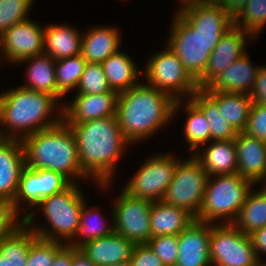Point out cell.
Here are the masks:
<instances>
[{
    "label": "cell",
    "mask_w": 266,
    "mask_h": 266,
    "mask_svg": "<svg viewBox=\"0 0 266 266\" xmlns=\"http://www.w3.org/2000/svg\"><path fill=\"white\" fill-rule=\"evenodd\" d=\"M174 11L165 44L197 81L205 72L211 52L234 26V18L215 0L192 2Z\"/></svg>",
    "instance_id": "cell-1"
},
{
    "label": "cell",
    "mask_w": 266,
    "mask_h": 266,
    "mask_svg": "<svg viewBox=\"0 0 266 266\" xmlns=\"http://www.w3.org/2000/svg\"><path fill=\"white\" fill-rule=\"evenodd\" d=\"M68 125L76 137L82 172L97 190L109 191L115 182L117 163L129 146L132 148L123 136L117 116Z\"/></svg>",
    "instance_id": "cell-2"
},
{
    "label": "cell",
    "mask_w": 266,
    "mask_h": 266,
    "mask_svg": "<svg viewBox=\"0 0 266 266\" xmlns=\"http://www.w3.org/2000/svg\"><path fill=\"white\" fill-rule=\"evenodd\" d=\"M63 120V104L53 95L21 86L0 92V138L19 139Z\"/></svg>",
    "instance_id": "cell-3"
},
{
    "label": "cell",
    "mask_w": 266,
    "mask_h": 266,
    "mask_svg": "<svg viewBox=\"0 0 266 266\" xmlns=\"http://www.w3.org/2000/svg\"><path fill=\"white\" fill-rule=\"evenodd\" d=\"M175 102L143 80L119 93L116 116L125 139L133 146L158 134L173 120Z\"/></svg>",
    "instance_id": "cell-4"
},
{
    "label": "cell",
    "mask_w": 266,
    "mask_h": 266,
    "mask_svg": "<svg viewBox=\"0 0 266 266\" xmlns=\"http://www.w3.org/2000/svg\"><path fill=\"white\" fill-rule=\"evenodd\" d=\"M22 143L26 167L59 172L72 183H89L80 167L75 134L64 120L25 137Z\"/></svg>",
    "instance_id": "cell-5"
},
{
    "label": "cell",
    "mask_w": 266,
    "mask_h": 266,
    "mask_svg": "<svg viewBox=\"0 0 266 266\" xmlns=\"http://www.w3.org/2000/svg\"><path fill=\"white\" fill-rule=\"evenodd\" d=\"M80 187L78 183H72L60 193L42 199L24 218V223L40 239L69 245L77 235L80 213L87 200ZM37 214L42 216L41 220L47 221L44 222L47 226L37 223Z\"/></svg>",
    "instance_id": "cell-6"
},
{
    "label": "cell",
    "mask_w": 266,
    "mask_h": 266,
    "mask_svg": "<svg viewBox=\"0 0 266 266\" xmlns=\"http://www.w3.org/2000/svg\"><path fill=\"white\" fill-rule=\"evenodd\" d=\"M255 186L238 173L209 176L202 206L195 219L212 224H232Z\"/></svg>",
    "instance_id": "cell-7"
},
{
    "label": "cell",
    "mask_w": 266,
    "mask_h": 266,
    "mask_svg": "<svg viewBox=\"0 0 266 266\" xmlns=\"http://www.w3.org/2000/svg\"><path fill=\"white\" fill-rule=\"evenodd\" d=\"M149 56L142 67L146 84L170 95L175 101L189 99L199 89L197 81L166 44Z\"/></svg>",
    "instance_id": "cell-8"
},
{
    "label": "cell",
    "mask_w": 266,
    "mask_h": 266,
    "mask_svg": "<svg viewBox=\"0 0 266 266\" xmlns=\"http://www.w3.org/2000/svg\"><path fill=\"white\" fill-rule=\"evenodd\" d=\"M174 155L171 152L149 155L121 189L137 199L162 201L178 163L184 158Z\"/></svg>",
    "instance_id": "cell-9"
},
{
    "label": "cell",
    "mask_w": 266,
    "mask_h": 266,
    "mask_svg": "<svg viewBox=\"0 0 266 266\" xmlns=\"http://www.w3.org/2000/svg\"><path fill=\"white\" fill-rule=\"evenodd\" d=\"M208 177L201 164L190 154L178 163L162 201L185 209L196 218L202 206Z\"/></svg>",
    "instance_id": "cell-10"
},
{
    "label": "cell",
    "mask_w": 266,
    "mask_h": 266,
    "mask_svg": "<svg viewBox=\"0 0 266 266\" xmlns=\"http://www.w3.org/2000/svg\"><path fill=\"white\" fill-rule=\"evenodd\" d=\"M212 266H257L261 262L250 235L233 224H212L209 245Z\"/></svg>",
    "instance_id": "cell-11"
},
{
    "label": "cell",
    "mask_w": 266,
    "mask_h": 266,
    "mask_svg": "<svg viewBox=\"0 0 266 266\" xmlns=\"http://www.w3.org/2000/svg\"><path fill=\"white\" fill-rule=\"evenodd\" d=\"M71 184L72 182L59 172L25 167L13 202L14 208L25 218L42 199L60 193Z\"/></svg>",
    "instance_id": "cell-12"
},
{
    "label": "cell",
    "mask_w": 266,
    "mask_h": 266,
    "mask_svg": "<svg viewBox=\"0 0 266 266\" xmlns=\"http://www.w3.org/2000/svg\"><path fill=\"white\" fill-rule=\"evenodd\" d=\"M119 191L112 208L114 232L135 244L147 243L151 238L152 202L131 197L123 190Z\"/></svg>",
    "instance_id": "cell-13"
},
{
    "label": "cell",
    "mask_w": 266,
    "mask_h": 266,
    "mask_svg": "<svg viewBox=\"0 0 266 266\" xmlns=\"http://www.w3.org/2000/svg\"><path fill=\"white\" fill-rule=\"evenodd\" d=\"M44 29L39 22L28 18L6 30L0 36V66L44 53Z\"/></svg>",
    "instance_id": "cell-14"
},
{
    "label": "cell",
    "mask_w": 266,
    "mask_h": 266,
    "mask_svg": "<svg viewBox=\"0 0 266 266\" xmlns=\"http://www.w3.org/2000/svg\"><path fill=\"white\" fill-rule=\"evenodd\" d=\"M255 38L235 25L221 38L211 52L204 74L197 80L199 88L208 87L221 73L248 51L247 45Z\"/></svg>",
    "instance_id": "cell-15"
},
{
    "label": "cell",
    "mask_w": 266,
    "mask_h": 266,
    "mask_svg": "<svg viewBox=\"0 0 266 266\" xmlns=\"http://www.w3.org/2000/svg\"><path fill=\"white\" fill-rule=\"evenodd\" d=\"M118 93L74 94L72 101L63 104V120L67 124H79L116 115Z\"/></svg>",
    "instance_id": "cell-16"
},
{
    "label": "cell",
    "mask_w": 266,
    "mask_h": 266,
    "mask_svg": "<svg viewBox=\"0 0 266 266\" xmlns=\"http://www.w3.org/2000/svg\"><path fill=\"white\" fill-rule=\"evenodd\" d=\"M211 223L194 220L178 235L175 266H212L209 256Z\"/></svg>",
    "instance_id": "cell-17"
},
{
    "label": "cell",
    "mask_w": 266,
    "mask_h": 266,
    "mask_svg": "<svg viewBox=\"0 0 266 266\" xmlns=\"http://www.w3.org/2000/svg\"><path fill=\"white\" fill-rule=\"evenodd\" d=\"M234 140L237 173L257 186L266 184V142L244 132L238 133Z\"/></svg>",
    "instance_id": "cell-18"
},
{
    "label": "cell",
    "mask_w": 266,
    "mask_h": 266,
    "mask_svg": "<svg viewBox=\"0 0 266 266\" xmlns=\"http://www.w3.org/2000/svg\"><path fill=\"white\" fill-rule=\"evenodd\" d=\"M25 167L22 140L0 138V198L14 202Z\"/></svg>",
    "instance_id": "cell-19"
},
{
    "label": "cell",
    "mask_w": 266,
    "mask_h": 266,
    "mask_svg": "<svg viewBox=\"0 0 266 266\" xmlns=\"http://www.w3.org/2000/svg\"><path fill=\"white\" fill-rule=\"evenodd\" d=\"M135 245L133 241L113 232L109 236L86 242L79 249L95 266H108L128 263Z\"/></svg>",
    "instance_id": "cell-20"
},
{
    "label": "cell",
    "mask_w": 266,
    "mask_h": 266,
    "mask_svg": "<svg viewBox=\"0 0 266 266\" xmlns=\"http://www.w3.org/2000/svg\"><path fill=\"white\" fill-rule=\"evenodd\" d=\"M191 154L201 164L208 176L237 173V153L234 139L210 141Z\"/></svg>",
    "instance_id": "cell-21"
},
{
    "label": "cell",
    "mask_w": 266,
    "mask_h": 266,
    "mask_svg": "<svg viewBox=\"0 0 266 266\" xmlns=\"http://www.w3.org/2000/svg\"><path fill=\"white\" fill-rule=\"evenodd\" d=\"M121 36V31L113 25L87 28L82 32L81 55L87 62L101 64L122 47Z\"/></svg>",
    "instance_id": "cell-22"
},
{
    "label": "cell",
    "mask_w": 266,
    "mask_h": 266,
    "mask_svg": "<svg viewBox=\"0 0 266 266\" xmlns=\"http://www.w3.org/2000/svg\"><path fill=\"white\" fill-rule=\"evenodd\" d=\"M248 51L226 68L208 87L212 91L250 94L261 65H253Z\"/></svg>",
    "instance_id": "cell-23"
},
{
    "label": "cell",
    "mask_w": 266,
    "mask_h": 266,
    "mask_svg": "<svg viewBox=\"0 0 266 266\" xmlns=\"http://www.w3.org/2000/svg\"><path fill=\"white\" fill-rule=\"evenodd\" d=\"M81 48L82 31L78 27L62 22L45 24L44 54L59 60L81 54Z\"/></svg>",
    "instance_id": "cell-24"
},
{
    "label": "cell",
    "mask_w": 266,
    "mask_h": 266,
    "mask_svg": "<svg viewBox=\"0 0 266 266\" xmlns=\"http://www.w3.org/2000/svg\"><path fill=\"white\" fill-rule=\"evenodd\" d=\"M101 64L111 90L118 94L138 85L143 79L142 68L122 49Z\"/></svg>",
    "instance_id": "cell-25"
},
{
    "label": "cell",
    "mask_w": 266,
    "mask_h": 266,
    "mask_svg": "<svg viewBox=\"0 0 266 266\" xmlns=\"http://www.w3.org/2000/svg\"><path fill=\"white\" fill-rule=\"evenodd\" d=\"M180 110L186 116L182 135L188 145L187 151L191 154L211 141V128L203 112L190 99L175 102L173 119L178 116Z\"/></svg>",
    "instance_id": "cell-26"
},
{
    "label": "cell",
    "mask_w": 266,
    "mask_h": 266,
    "mask_svg": "<svg viewBox=\"0 0 266 266\" xmlns=\"http://www.w3.org/2000/svg\"><path fill=\"white\" fill-rule=\"evenodd\" d=\"M55 62L50 55L39 54L19 61L16 65H25V82L20 85L33 91L47 93L57 98Z\"/></svg>",
    "instance_id": "cell-27"
},
{
    "label": "cell",
    "mask_w": 266,
    "mask_h": 266,
    "mask_svg": "<svg viewBox=\"0 0 266 266\" xmlns=\"http://www.w3.org/2000/svg\"><path fill=\"white\" fill-rule=\"evenodd\" d=\"M195 218L185 209L164 203L152 202L150 210L151 238L164 235H179Z\"/></svg>",
    "instance_id": "cell-28"
},
{
    "label": "cell",
    "mask_w": 266,
    "mask_h": 266,
    "mask_svg": "<svg viewBox=\"0 0 266 266\" xmlns=\"http://www.w3.org/2000/svg\"><path fill=\"white\" fill-rule=\"evenodd\" d=\"M202 90L217 104L219 112L237 133L245 131L253 104L249 94L212 91L209 87Z\"/></svg>",
    "instance_id": "cell-29"
},
{
    "label": "cell",
    "mask_w": 266,
    "mask_h": 266,
    "mask_svg": "<svg viewBox=\"0 0 266 266\" xmlns=\"http://www.w3.org/2000/svg\"><path fill=\"white\" fill-rule=\"evenodd\" d=\"M87 204L86 201L80 213V223L77 235L69 244L74 248H80L86 242L109 236L114 232L113 210L110 215H108L110 223H106L108 220L107 218L105 219V215L101 212V208L96 205L93 206Z\"/></svg>",
    "instance_id": "cell-30"
},
{
    "label": "cell",
    "mask_w": 266,
    "mask_h": 266,
    "mask_svg": "<svg viewBox=\"0 0 266 266\" xmlns=\"http://www.w3.org/2000/svg\"><path fill=\"white\" fill-rule=\"evenodd\" d=\"M37 235L25 223L0 241V266H26L30 245Z\"/></svg>",
    "instance_id": "cell-31"
},
{
    "label": "cell",
    "mask_w": 266,
    "mask_h": 266,
    "mask_svg": "<svg viewBox=\"0 0 266 266\" xmlns=\"http://www.w3.org/2000/svg\"><path fill=\"white\" fill-rule=\"evenodd\" d=\"M262 185L260 190L254 188L250 190L237 218L232 223L246 235H251L266 226V184Z\"/></svg>",
    "instance_id": "cell-32"
},
{
    "label": "cell",
    "mask_w": 266,
    "mask_h": 266,
    "mask_svg": "<svg viewBox=\"0 0 266 266\" xmlns=\"http://www.w3.org/2000/svg\"><path fill=\"white\" fill-rule=\"evenodd\" d=\"M204 114L211 128V141L230 140L237 136V132L219 112L217 104L199 88L189 98Z\"/></svg>",
    "instance_id": "cell-33"
},
{
    "label": "cell",
    "mask_w": 266,
    "mask_h": 266,
    "mask_svg": "<svg viewBox=\"0 0 266 266\" xmlns=\"http://www.w3.org/2000/svg\"><path fill=\"white\" fill-rule=\"evenodd\" d=\"M86 64L87 61L81 54L56 60L57 99L62 104L67 94L72 91L75 93Z\"/></svg>",
    "instance_id": "cell-34"
},
{
    "label": "cell",
    "mask_w": 266,
    "mask_h": 266,
    "mask_svg": "<svg viewBox=\"0 0 266 266\" xmlns=\"http://www.w3.org/2000/svg\"><path fill=\"white\" fill-rule=\"evenodd\" d=\"M234 25L257 39L266 27V0H247L234 17Z\"/></svg>",
    "instance_id": "cell-35"
},
{
    "label": "cell",
    "mask_w": 266,
    "mask_h": 266,
    "mask_svg": "<svg viewBox=\"0 0 266 266\" xmlns=\"http://www.w3.org/2000/svg\"><path fill=\"white\" fill-rule=\"evenodd\" d=\"M36 0H0V36L13 25L29 18Z\"/></svg>",
    "instance_id": "cell-36"
},
{
    "label": "cell",
    "mask_w": 266,
    "mask_h": 266,
    "mask_svg": "<svg viewBox=\"0 0 266 266\" xmlns=\"http://www.w3.org/2000/svg\"><path fill=\"white\" fill-rule=\"evenodd\" d=\"M112 91L102 64L87 62L75 94H103Z\"/></svg>",
    "instance_id": "cell-37"
},
{
    "label": "cell",
    "mask_w": 266,
    "mask_h": 266,
    "mask_svg": "<svg viewBox=\"0 0 266 266\" xmlns=\"http://www.w3.org/2000/svg\"><path fill=\"white\" fill-rule=\"evenodd\" d=\"M65 245L62 242L37 238L30 245L26 266H52L55 255Z\"/></svg>",
    "instance_id": "cell-38"
},
{
    "label": "cell",
    "mask_w": 266,
    "mask_h": 266,
    "mask_svg": "<svg viewBox=\"0 0 266 266\" xmlns=\"http://www.w3.org/2000/svg\"><path fill=\"white\" fill-rule=\"evenodd\" d=\"M147 244L164 266H175L178 256V235L155 236Z\"/></svg>",
    "instance_id": "cell-39"
},
{
    "label": "cell",
    "mask_w": 266,
    "mask_h": 266,
    "mask_svg": "<svg viewBox=\"0 0 266 266\" xmlns=\"http://www.w3.org/2000/svg\"><path fill=\"white\" fill-rule=\"evenodd\" d=\"M23 223L24 218L15 210L13 202L0 198V241Z\"/></svg>",
    "instance_id": "cell-40"
},
{
    "label": "cell",
    "mask_w": 266,
    "mask_h": 266,
    "mask_svg": "<svg viewBox=\"0 0 266 266\" xmlns=\"http://www.w3.org/2000/svg\"><path fill=\"white\" fill-rule=\"evenodd\" d=\"M244 133L266 142V105L252 104Z\"/></svg>",
    "instance_id": "cell-41"
},
{
    "label": "cell",
    "mask_w": 266,
    "mask_h": 266,
    "mask_svg": "<svg viewBox=\"0 0 266 266\" xmlns=\"http://www.w3.org/2000/svg\"><path fill=\"white\" fill-rule=\"evenodd\" d=\"M129 264L130 266H164L147 243L135 245Z\"/></svg>",
    "instance_id": "cell-42"
},
{
    "label": "cell",
    "mask_w": 266,
    "mask_h": 266,
    "mask_svg": "<svg viewBox=\"0 0 266 266\" xmlns=\"http://www.w3.org/2000/svg\"><path fill=\"white\" fill-rule=\"evenodd\" d=\"M249 95L253 104L266 105V64L259 67L254 86Z\"/></svg>",
    "instance_id": "cell-43"
},
{
    "label": "cell",
    "mask_w": 266,
    "mask_h": 266,
    "mask_svg": "<svg viewBox=\"0 0 266 266\" xmlns=\"http://www.w3.org/2000/svg\"><path fill=\"white\" fill-rule=\"evenodd\" d=\"M250 238L260 262L266 264V226L253 232Z\"/></svg>",
    "instance_id": "cell-44"
},
{
    "label": "cell",
    "mask_w": 266,
    "mask_h": 266,
    "mask_svg": "<svg viewBox=\"0 0 266 266\" xmlns=\"http://www.w3.org/2000/svg\"><path fill=\"white\" fill-rule=\"evenodd\" d=\"M52 266H72V246L65 245L55 255Z\"/></svg>",
    "instance_id": "cell-45"
},
{
    "label": "cell",
    "mask_w": 266,
    "mask_h": 266,
    "mask_svg": "<svg viewBox=\"0 0 266 266\" xmlns=\"http://www.w3.org/2000/svg\"><path fill=\"white\" fill-rule=\"evenodd\" d=\"M72 266H95L79 248L72 247Z\"/></svg>",
    "instance_id": "cell-46"
},
{
    "label": "cell",
    "mask_w": 266,
    "mask_h": 266,
    "mask_svg": "<svg viewBox=\"0 0 266 266\" xmlns=\"http://www.w3.org/2000/svg\"><path fill=\"white\" fill-rule=\"evenodd\" d=\"M178 1L176 3H178L180 6H177L175 9H178L179 7H182L186 4L192 3V2H201V1H207V0H175Z\"/></svg>",
    "instance_id": "cell-47"
},
{
    "label": "cell",
    "mask_w": 266,
    "mask_h": 266,
    "mask_svg": "<svg viewBox=\"0 0 266 266\" xmlns=\"http://www.w3.org/2000/svg\"><path fill=\"white\" fill-rule=\"evenodd\" d=\"M108 266H130L129 262L128 263H118V264H112Z\"/></svg>",
    "instance_id": "cell-48"
},
{
    "label": "cell",
    "mask_w": 266,
    "mask_h": 266,
    "mask_svg": "<svg viewBox=\"0 0 266 266\" xmlns=\"http://www.w3.org/2000/svg\"><path fill=\"white\" fill-rule=\"evenodd\" d=\"M257 266H266V264H264V263H260V264L257 265Z\"/></svg>",
    "instance_id": "cell-49"
}]
</instances>
